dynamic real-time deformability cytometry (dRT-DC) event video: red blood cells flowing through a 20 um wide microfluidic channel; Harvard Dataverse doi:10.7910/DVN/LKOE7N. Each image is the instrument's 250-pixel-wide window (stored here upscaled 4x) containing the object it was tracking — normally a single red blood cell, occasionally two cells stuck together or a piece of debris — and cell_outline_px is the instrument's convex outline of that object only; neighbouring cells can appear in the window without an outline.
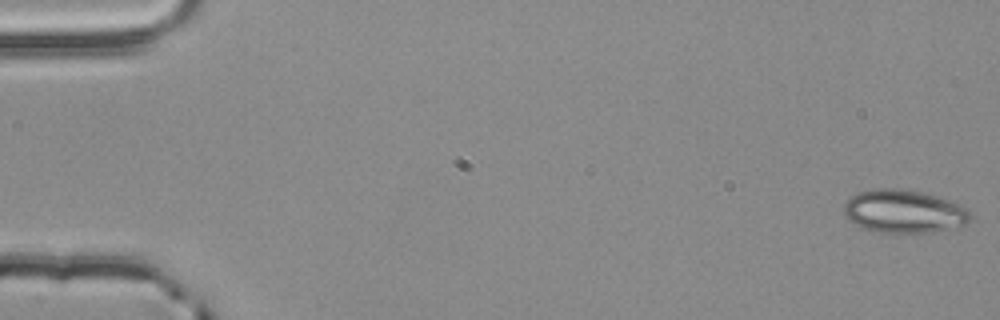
{"species": "common noctule bat (a hibernating species)", "species_latin": "Nyctalus noctula", "temperature_condition": "room temperature", "stored_images_in_passage": 54, "camera_frame_rate_fps": 3000, "um_per_image_px": 0.085, "animal": {"sex": "male", "body_mass_g": 20.4}, "frame": {"image": 1, "passage_image": 1, "time_ms": 0.0, "image_size_px": [1000, 320], "cell_outline_px": [[972, 220], [964, 224], [928, 232], [876, 232], [864, 228], [848, 220], [844, 212], [844, 204], [852, 196], [860, 192], [876, 188], [904, 188], [924, 192], [960, 204], [972, 216]], "centroid_in_image_um": [76.81, 17.94], "position_along_channel_um": 8.2, "area_um2": 31.44}}
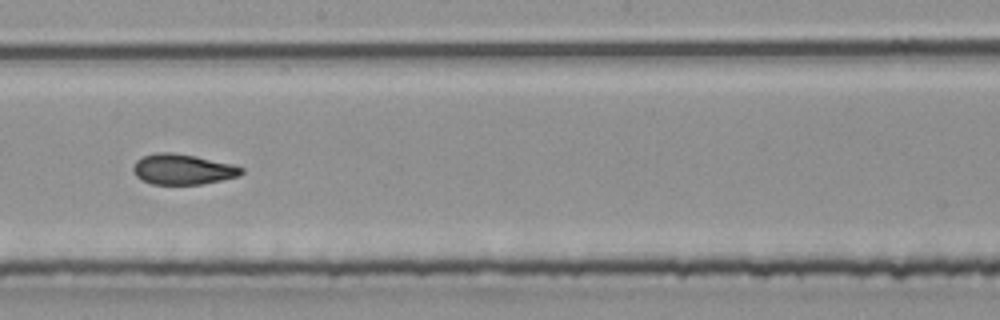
{"frame": {"image": 2, "passage_image": 31, "time_ms": 10.0, "image_size_px": [1000, 320], "cell_outline_px": [[244, 172], [240, 176], [200, 184], [152, 184], [140, 180], [136, 176], [132, 168], [136, 160], [144, 156], [156, 152], [168, 152], [196, 156], [232, 164], [244, 168]], "centroid_in_image_um": [15.52, 14.39], "position_along_channel_um": 232.7, "area_um2": 19.19}}
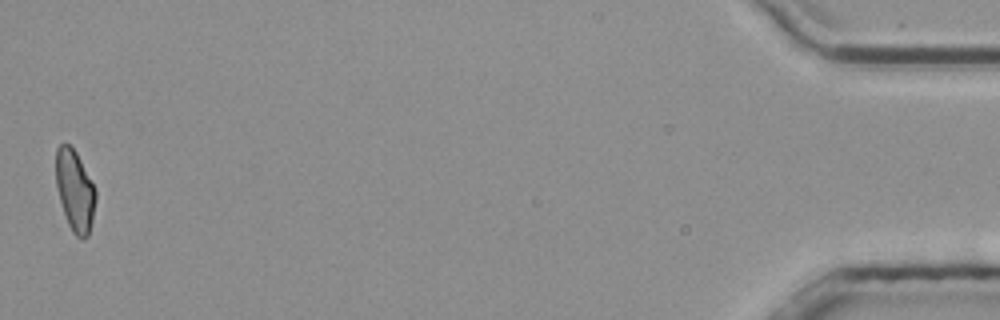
{"frame": {"image": 3, "passage_image": 54, "time_ms": 17.667, "image_size_px": [1000, 320], "cell_outline_px": [[96, 200], [92, 220], [88, 236], [84, 240], [80, 240], [72, 232], [68, 224], [56, 188], [56, 148], [60, 144], [68, 144], [76, 152], [96, 188]], "centroid_in_image_um": [6.37, 16.23], "position_along_channel_um": 428.8, "area_um2": 18.9}, "authors_computed_cell_mechanics": {"area_um2": 19.5364, "velocity_mm_per_s": 3.8697, "shape_relaxation_time_tau1_ms": null, "shape_relaxation_time_tau2_ms": 1.517, "deformation_change_tau1": null, "deformation_change_tau2": 0.0793}}